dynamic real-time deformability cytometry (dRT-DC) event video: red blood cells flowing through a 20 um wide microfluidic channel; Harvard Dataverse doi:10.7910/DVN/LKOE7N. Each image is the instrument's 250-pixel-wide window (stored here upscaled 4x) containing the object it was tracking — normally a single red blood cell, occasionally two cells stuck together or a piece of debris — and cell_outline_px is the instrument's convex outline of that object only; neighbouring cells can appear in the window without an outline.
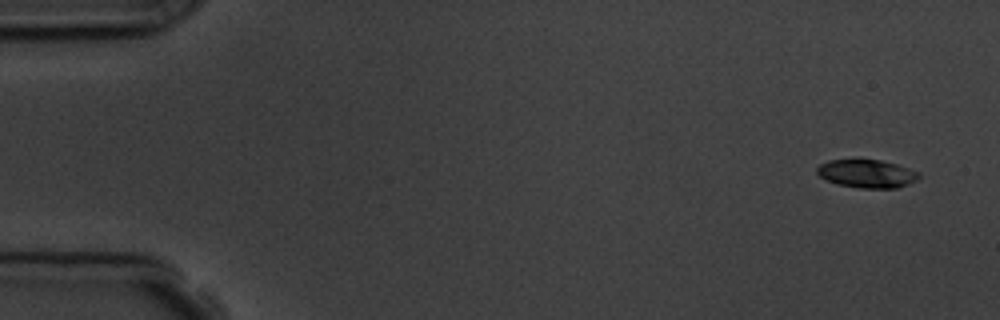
{"species": "common noctule bat (a hibernating species)", "species_latin": "Nyctalus noctula", "temperature_condition": "room temperature", "stored_images_in_passage": 5, "camera_frame_rate_fps": 3000, "um_per_image_px": 0.085, "animal": {"sex": "male", "body_mass_g": 19.5, "forearm_length_mm": 54.6}, "frame": {"image": 1, "passage_image": 1, "time_ms": 0.0, "image_size_px": [1000, 320], "cell_outline_px": [[920, 176], [916, 180], [908, 184], [896, 188], [860, 188], [836, 184], [820, 176], [816, 172], [816, 168], [820, 164], [828, 160], [880, 160], [896, 164], [920, 172]], "centroid_in_image_um": [73.68, 14.76], "position_along_channel_um": 11.3, "area_um2": 16.65}}
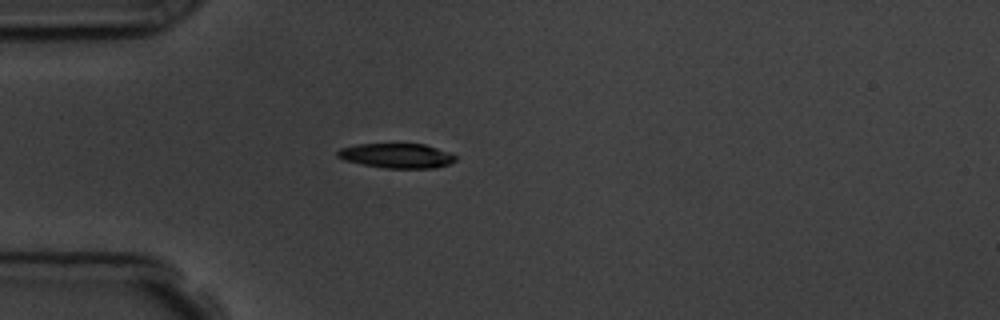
{"frame": {"image": 2, "passage_image": 5, "time_ms": 4.333, "image_size_px": [1000, 320], "cell_outline_px": [[456, 160], [448, 164], [432, 168], [384, 168], [344, 160], [336, 156], [336, 152], [340, 148], [356, 144], [424, 144], [448, 152], [456, 156]], "centroid_in_image_um": [33.69, 13.23], "position_along_channel_um": 51.3, "area_um2": 16.82}}